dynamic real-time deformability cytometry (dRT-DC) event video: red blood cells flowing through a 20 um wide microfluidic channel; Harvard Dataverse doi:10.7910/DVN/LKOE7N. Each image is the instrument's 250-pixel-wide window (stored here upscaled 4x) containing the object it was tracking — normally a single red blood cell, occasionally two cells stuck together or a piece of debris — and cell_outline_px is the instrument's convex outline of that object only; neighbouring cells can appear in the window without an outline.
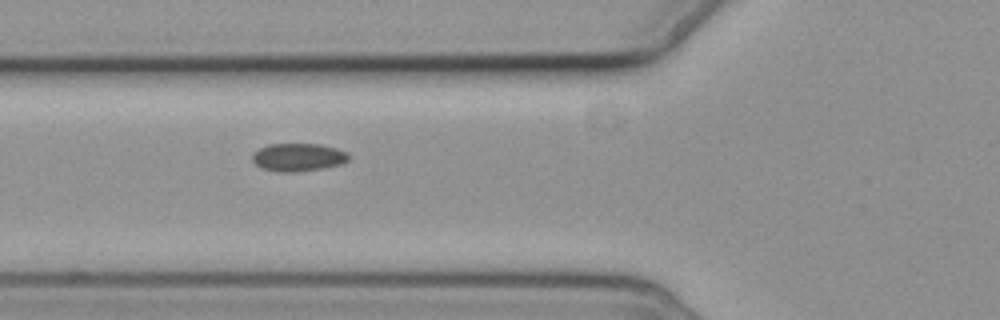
{"species": "common noctule bat (a hibernating species)", "species_latin": "Nyctalus noctula", "temperature_condition": "cold", "stored_images_in_passage": 10, "camera_frame_rate_fps": 3000, "um_per_image_px": 0.085, "animal": {"sex": "female", "body_mass_g": 19.3, "forearm_length_mm": 54.1}, "frame": {"image": 1, "passage_image": 7, "time_ms": 8.333, "image_size_px": [1000, 320], "cell_outline_px": [[352, 156], [344, 164], [324, 168], [292, 172], [284, 172], [264, 168], [256, 164], [252, 160], [252, 156], [260, 148], [268, 144], [320, 144], [336, 148], [348, 152]], "centroid_in_image_um": [25.43, 13.36], "position_along_channel_um": 100.4, "area_um2": 15.66}}
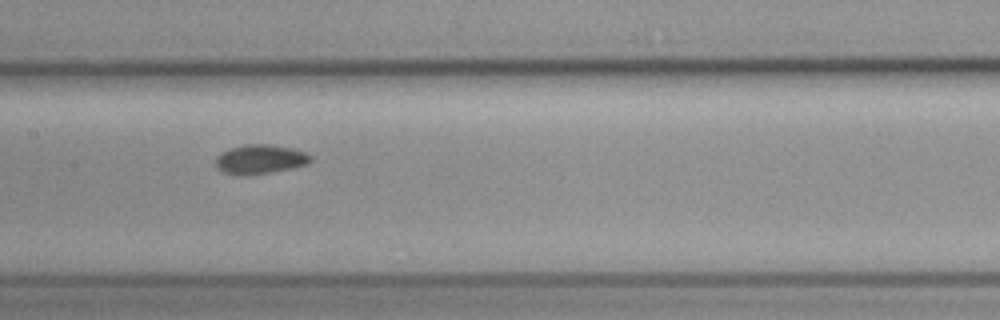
{"frame": {"image": 2, "passage_image": 9, "time_ms": 10.667, "image_size_px": [1000, 320], "cell_outline_px": [[312, 160], [308, 164], [292, 168], [268, 172], [224, 172], [216, 168], [216, 156], [220, 152], [228, 148], [244, 144], [268, 144], [292, 148], [304, 152], [312, 156]], "centroid_in_image_um": [22.13, 13.48], "position_along_channel_um": 185.3, "area_um2": 15.66}}